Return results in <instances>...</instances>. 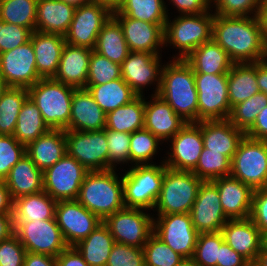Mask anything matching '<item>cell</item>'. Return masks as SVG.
Masks as SVG:
<instances>
[{
    "label": "cell",
    "instance_id": "30bf717a",
    "mask_svg": "<svg viewBox=\"0 0 267 266\" xmlns=\"http://www.w3.org/2000/svg\"><path fill=\"white\" fill-rule=\"evenodd\" d=\"M153 219L144 209L124 207L108 216L103 223L116 243L143 248L153 233Z\"/></svg>",
    "mask_w": 267,
    "mask_h": 266
},
{
    "label": "cell",
    "instance_id": "836d02e7",
    "mask_svg": "<svg viewBox=\"0 0 267 266\" xmlns=\"http://www.w3.org/2000/svg\"><path fill=\"white\" fill-rule=\"evenodd\" d=\"M255 63H233L228 72V96L230 107L246 101L259 93Z\"/></svg>",
    "mask_w": 267,
    "mask_h": 266
},
{
    "label": "cell",
    "instance_id": "34e18365",
    "mask_svg": "<svg viewBox=\"0 0 267 266\" xmlns=\"http://www.w3.org/2000/svg\"><path fill=\"white\" fill-rule=\"evenodd\" d=\"M245 266H263V264L258 259H253L247 261Z\"/></svg>",
    "mask_w": 267,
    "mask_h": 266
},
{
    "label": "cell",
    "instance_id": "816d5d0a",
    "mask_svg": "<svg viewBox=\"0 0 267 266\" xmlns=\"http://www.w3.org/2000/svg\"><path fill=\"white\" fill-rule=\"evenodd\" d=\"M262 0H214V14L220 16H259Z\"/></svg>",
    "mask_w": 267,
    "mask_h": 266
},
{
    "label": "cell",
    "instance_id": "7dc6e473",
    "mask_svg": "<svg viewBox=\"0 0 267 266\" xmlns=\"http://www.w3.org/2000/svg\"><path fill=\"white\" fill-rule=\"evenodd\" d=\"M121 78V65L92 50L86 86L100 85Z\"/></svg>",
    "mask_w": 267,
    "mask_h": 266
},
{
    "label": "cell",
    "instance_id": "5b68a950",
    "mask_svg": "<svg viewBox=\"0 0 267 266\" xmlns=\"http://www.w3.org/2000/svg\"><path fill=\"white\" fill-rule=\"evenodd\" d=\"M164 27V46L179 49L173 59H185L192 51L212 39L214 14L206 11L197 15H179Z\"/></svg>",
    "mask_w": 267,
    "mask_h": 266
},
{
    "label": "cell",
    "instance_id": "f6af8a7d",
    "mask_svg": "<svg viewBox=\"0 0 267 266\" xmlns=\"http://www.w3.org/2000/svg\"><path fill=\"white\" fill-rule=\"evenodd\" d=\"M159 142L161 141L145 128L131 133L130 164L133 163V166L152 164L153 162L149 161L157 153L158 145L161 144Z\"/></svg>",
    "mask_w": 267,
    "mask_h": 266
},
{
    "label": "cell",
    "instance_id": "4fadbf2b",
    "mask_svg": "<svg viewBox=\"0 0 267 266\" xmlns=\"http://www.w3.org/2000/svg\"><path fill=\"white\" fill-rule=\"evenodd\" d=\"M67 153L88 171L108 170L106 129L99 131L65 130Z\"/></svg>",
    "mask_w": 267,
    "mask_h": 266
},
{
    "label": "cell",
    "instance_id": "c3c4849f",
    "mask_svg": "<svg viewBox=\"0 0 267 266\" xmlns=\"http://www.w3.org/2000/svg\"><path fill=\"white\" fill-rule=\"evenodd\" d=\"M223 241L221 232L200 233L192 256L193 260L198 266H217L219 247Z\"/></svg>",
    "mask_w": 267,
    "mask_h": 266
},
{
    "label": "cell",
    "instance_id": "2a66077c",
    "mask_svg": "<svg viewBox=\"0 0 267 266\" xmlns=\"http://www.w3.org/2000/svg\"><path fill=\"white\" fill-rule=\"evenodd\" d=\"M265 245L267 246V237H265Z\"/></svg>",
    "mask_w": 267,
    "mask_h": 266
},
{
    "label": "cell",
    "instance_id": "7c38bea8",
    "mask_svg": "<svg viewBox=\"0 0 267 266\" xmlns=\"http://www.w3.org/2000/svg\"><path fill=\"white\" fill-rule=\"evenodd\" d=\"M14 234L26 252L57 257L68 247L56 219L20 221L14 228Z\"/></svg>",
    "mask_w": 267,
    "mask_h": 266
},
{
    "label": "cell",
    "instance_id": "f5cc1de1",
    "mask_svg": "<svg viewBox=\"0 0 267 266\" xmlns=\"http://www.w3.org/2000/svg\"><path fill=\"white\" fill-rule=\"evenodd\" d=\"M106 266H145L143 249L115 242Z\"/></svg>",
    "mask_w": 267,
    "mask_h": 266
},
{
    "label": "cell",
    "instance_id": "3957f363",
    "mask_svg": "<svg viewBox=\"0 0 267 266\" xmlns=\"http://www.w3.org/2000/svg\"><path fill=\"white\" fill-rule=\"evenodd\" d=\"M76 200L104 221L125 207L122 176L115 169L88 171Z\"/></svg>",
    "mask_w": 267,
    "mask_h": 266
},
{
    "label": "cell",
    "instance_id": "be15d7a7",
    "mask_svg": "<svg viewBox=\"0 0 267 266\" xmlns=\"http://www.w3.org/2000/svg\"><path fill=\"white\" fill-rule=\"evenodd\" d=\"M13 213V199L4 180H0V214Z\"/></svg>",
    "mask_w": 267,
    "mask_h": 266
},
{
    "label": "cell",
    "instance_id": "ee69618b",
    "mask_svg": "<svg viewBox=\"0 0 267 266\" xmlns=\"http://www.w3.org/2000/svg\"><path fill=\"white\" fill-rule=\"evenodd\" d=\"M267 106V95L259 92L246 101L231 108L228 120L238 129L246 132L255 122L258 114Z\"/></svg>",
    "mask_w": 267,
    "mask_h": 266
},
{
    "label": "cell",
    "instance_id": "2644e50d",
    "mask_svg": "<svg viewBox=\"0 0 267 266\" xmlns=\"http://www.w3.org/2000/svg\"><path fill=\"white\" fill-rule=\"evenodd\" d=\"M176 266H198L192 257L182 258Z\"/></svg>",
    "mask_w": 267,
    "mask_h": 266
},
{
    "label": "cell",
    "instance_id": "94428289",
    "mask_svg": "<svg viewBox=\"0 0 267 266\" xmlns=\"http://www.w3.org/2000/svg\"><path fill=\"white\" fill-rule=\"evenodd\" d=\"M245 134L252 139L267 141V106L258 114L254 124Z\"/></svg>",
    "mask_w": 267,
    "mask_h": 266
},
{
    "label": "cell",
    "instance_id": "11a10c76",
    "mask_svg": "<svg viewBox=\"0 0 267 266\" xmlns=\"http://www.w3.org/2000/svg\"><path fill=\"white\" fill-rule=\"evenodd\" d=\"M26 249L14 234L0 242V266H23Z\"/></svg>",
    "mask_w": 267,
    "mask_h": 266
},
{
    "label": "cell",
    "instance_id": "9f6ffc18",
    "mask_svg": "<svg viewBox=\"0 0 267 266\" xmlns=\"http://www.w3.org/2000/svg\"><path fill=\"white\" fill-rule=\"evenodd\" d=\"M250 219L267 237V188L254 190Z\"/></svg>",
    "mask_w": 267,
    "mask_h": 266
},
{
    "label": "cell",
    "instance_id": "f907efd6",
    "mask_svg": "<svg viewBox=\"0 0 267 266\" xmlns=\"http://www.w3.org/2000/svg\"><path fill=\"white\" fill-rule=\"evenodd\" d=\"M26 154V146L13 135L0 134V180H4L10 169Z\"/></svg>",
    "mask_w": 267,
    "mask_h": 266
},
{
    "label": "cell",
    "instance_id": "5bb4252c",
    "mask_svg": "<svg viewBox=\"0 0 267 266\" xmlns=\"http://www.w3.org/2000/svg\"><path fill=\"white\" fill-rule=\"evenodd\" d=\"M113 11L101 3L90 2L76 7L73 20L64 36L67 44L94 49L99 32Z\"/></svg>",
    "mask_w": 267,
    "mask_h": 266
},
{
    "label": "cell",
    "instance_id": "680465c9",
    "mask_svg": "<svg viewBox=\"0 0 267 266\" xmlns=\"http://www.w3.org/2000/svg\"><path fill=\"white\" fill-rule=\"evenodd\" d=\"M247 260L232 249L225 241L219 247L217 266H245Z\"/></svg>",
    "mask_w": 267,
    "mask_h": 266
},
{
    "label": "cell",
    "instance_id": "f546056e",
    "mask_svg": "<svg viewBox=\"0 0 267 266\" xmlns=\"http://www.w3.org/2000/svg\"><path fill=\"white\" fill-rule=\"evenodd\" d=\"M26 154L43 172L67 154L65 130L50 129L26 146Z\"/></svg>",
    "mask_w": 267,
    "mask_h": 266
},
{
    "label": "cell",
    "instance_id": "ab89813d",
    "mask_svg": "<svg viewBox=\"0 0 267 266\" xmlns=\"http://www.w3.org/2000/svg\"><path fill=\"white\" fill-rule=\"evenodd\" d=\"M164 0H123L112 16H127L155 24H166L167 5Z\"/></svg>",
    "mask_w": 267,
    "mask_h": 266
},
{
    "label": "cell",
    "instance_id": "8c879c8a",
    "mask_svg": "<svg viewBox=\"0 0 267 266\" xmlns=\"http://www.w3.org/2000/svg\"><path fill=\"white\" fill-rule=\"evenodd\" d=\"M60 1H63L65 3H67V4H71V5L75 6V7H79V6L83 5V4H87V3L91 2V0H60Z\"/></svg>",
    "mask_w": 267,
    "mask_h": 266
},
{
    "label": "cell",
    "instance_id": "4316f807",
    "mask_svg": "<svg viewBox=\"0 0 267 266\" xmlns=\"http://www.w3.org/2000/svg\"><path fill=\"white\" fill-rule=\"evenodd\" d=\"M92 49L65 44L54 79L76 89L85 88Z\"/></svg>",
    "mask_w": 267,
    "mask_h": 266
},
{
    "label": "cell",
    "instance_id": "e575fe53",
    "mask_svg": "<svg viewBox=\"0 0 267 266\" xmlns=\"http://www.w3.org/2000/svg\"><path fill=\"white\" fill-rule=\"evenodd\" d=\"M114 243L108 227L102 222L74 247L89 266H106Z\"/></svg>",
    "mask_w": 267,
    "mask_h": 266
},
{
    "label": "cell",
    "instance_id": "6da1fadb",
    "mask_svg": "<svg viewBox=\"0 0 267 266\" xmlns=\"http://www.w3.org/2000/svg\"><path fill=\"white\" fill-rule=\"evenodd\" d=\"M212 39L233 63H255L265 59L266 43L259 16L214 14Z\"/></svg>",
    "mask_w": 267,
    "mask_h": 266
},
{
    "label": "cell",
    "instance_id": "83f0119b",
    "mask_svg": "<svg viewBox=\"0 0 267 266\" xmlns=\"http://www.w3.org/2000/svg\"><path fill=\"white\" fill-rule=\"evenodd\" d=\"M30 40L34 48L38 75L41 78H54L58 71L63 47L66 44L65 37L35 30Z\"/></svg>",
    "mask_w": 267,
    "mask_h": 266
},
{
    "label": "cell",
    "instance_id": "6f0895ef",
    "mask_svg": "<svg viewBox=\"0 0 267 266\" xmlns=\"http://www.w3.org/2000/svg\"><path fill=\"white\" fill-rule=\"evenodd\" d=\"M173 2V3H172ZM181 15H197L210 11L212 2L210 0H170Z\"/></svg>",
    "mask_w": 267,
    "mask_h": 266
},
{
    "label": "cell",
    "instance_id": "60d3db41",
    "mask_svg": "<svg viewBox=\"0 0 267 266\" xmlns=\"http://www.w3.org/2000/svg\"><path fill=\"white\" fill-rule=\"evenodd\" d=\"M29 97L28 88L8 87L0 98V134L13 135L18 114Z\"/></svg>",
    "mask_w": 267,
    "mask_h": 266
},
{
    "label": "cell",
    "instance_id": "ffe728a7",
    "mask_svg": "<svg viewBox=\"0 0 267 266\" xmlns=\"http://www.w3.org/2000/svg\"><path fill=\"white\" fill-rule=\"evenodd\" d=\"M170 140L171 152H168V157L163 160L166 167L174 170L192 171L196 167L204 148L201 121L187 123Z\"/></svg>",
    "mask_w": 267,
    "mask_h": 266
},
{
    "label": "cell",
    "instance_id": "681fc988",
    "mask_svg": "<svg viewBox=\"0 0 267 266\" xmlns=\"http://www.w3.org/2000/svg\"><path fill=\"white\" fill-rule=\"evenodd\" d=\"M106 139L108 143V170L116 168L119 163L127 164L130 162V133L106 129Z\"/></svg>",
    "mask_w": 267,
    "mask_h": 266
},
{
    "label": "cell",
    "instance_id": "8992f818",
    "mask_svg": "<svg viewBox=\"0 0 267 266\" xmlns=\"http://www.w3.org/2000/svg\"><path fill=\"white\" fill-rule=\"evenodd\" d=\"M134 165L122 176L124 204L127 208L150 210L160 195L166 165Z\"/></svg>",
    "mask_w": 267,
    "mask_h": 266
},
{
    "label": "cell",
    "instance_id": "91938a15",
    "mask_svg": "<svg viewBox=\"0 0 267 266\" xmlns=\"http://www.w3.org/2000/svg\"><path fill=\"white\" fill-rule=\"evenodd\" d=\"M56 266H89L74 246H68L56 257Z\"/></svg>",
    "mask_w": 267,
    "mask_h": 266
},
{
    "label": "cell",
    "instance_id": "277c9868",
    "mask_svg": "<svg viewBox=\"0 0 267 266\" xmlns=\"http://www.w3.org/2000/svg\"><path fill=\"white\" fill-rule=\"evenodd\" d=\"M76 88L54 78H41L28 88L29 98L37 105L50 129L69 130L71 103Z\"/></svg>",
    "mask_w": 267,
    "mask_h": 266
},
{
    "label": "cell",
    "instance_id": "ac0fdd59",
    "mask_svg": "<svg viewBox=\"0 0 267 266\" xmlns=\"http://www.w3.org/2000/svg\"><path fill=\"white\" fill-rule=\"evenodd\" d=\"M160 59V55L130 51L122 62L121 77L138 96H143V89L155 82L154 95H158L163 68Z\"/></svg>",
    "mask_w": 267,
    "mask_h": 266
},
{
    "label": "cell",
    "instance_id": "9a60e30c",
    "mask_svg": "<svg viewBox=\"0 0 267 266\" xmlns=\"http://www.w3.org/2000/svg\"><path fill=\"white\" fill-rule=\"evenodd\" d=\"M153 233L183 258L193 256L199 233L190 213L158 215L153 219Z\"/></svg>",
    "mask_w": 267,
    "mask_h": 266
},
{
    "label": "cell",
    "instance_id": "bcb514c9",
    "mask_svg": "<svg viewBox=\"0 0 267 266\" xmlns=\"http://www.w3.org/2000/svg\"><path fill=\"white\" fill-rule=\"evenodd\" d=\"M142 249L145 266H176L183 258L154 233Z\"/></svg>",
    "mask_w": 267,
    "mask_h": 266
},
{
    "label": "cell",
    "instance_id": "89a4df30",
    "mask_svg": "<svg viewBox=\"0 0 267 266\" xmlns=\"http://www.w3.org/2000/svg\"><path fill=\"white\" fill-rule=\"evenodd\" d=\"M257 259L263 264V266H267V246L264 245L258 256H257Z\"/></svg>",
    "mask_w": 267,
    "mask_h": 266
},
{
    "label": "cell",
    "instance_id": "f1b7e54d",
    "mask_svg": "<svg viewBox=\"0 0 267 266\" xmlns=\"http://www.w3.org/2000/svg\"><path fill=\"white\" fill-rule=\"evenodd\" d=\"M76 7L60 0H38L36 31L65 36Z\"/></svg>",
    "mask_w": 267,
    "mask_h": 266
},
{
    "label": "cell",
    "instance_id": "484cf974",
    "mask_svg": "<svg viewBox=\"0 0 267 266\" xmlns=\"http://www.w3.org/2000/svg\"><path fill=\"white\" fill-rule=\"evenodd\" d=\"M106 127V114L85 88L75 89L72 96L69 130L99 131Z\"/></svg>",
    "mask_w": 267,
    "mask_h": 266
},
{
    "label": "cell",
    "instance_id": "9c48e42d",
    "mask_svg": "<svg viewBox=\"0 0 267 266\" xmlns=\"http://www.w3.org/2000/svg\"><path fill=\"white\" fill-rule=\"evenodd\" d=\"M198 92V122L228 119L231 107L228 74L194 73Z\"/></svg>",
    "mask_w": 267,
    "mask_h": 266
},
{
    "label": "cell",
    "instance_id": "6125c7cd",
    "mask_svg": "<svg viewBox=\"0 0 267 266\" xmlns=\"http://www.w3.org/2000/svg\"><path fill=\"white\" fill-rule=\"evenodd\" d=\"M23 266H56V257L26 252Z\"/></svg>",
    "mask_w": 267,
    "mask_h": 266
},
{
    "label": "cell",
    "instance_id": "d6a6232c",
    "mask_svg": "<svg viewBox=\"0 0 267 266\" xmlns=\"http://www.w3.org/2000/svg\"><path fill=\"white\" fill-rule=\"evenodd\" d=\"M57 201L44 190L13 200L14 227L20 221H38L56 219Z\"/></svg>",
    "mask_w": 267,
    "mask_h": 266
},
{
    "label": "cell",
    "instance_id": "52a82bcc",
    "mask_svg": "<svg viewBox=\"0 0 267 266\" xmlns=\"http://www.w3.org/2000/svg\"><path fill=\"white\" fill-rule=\"evenodd\" d=\"M202 182L192 171L166 167L160 195L154 207L157 215L190 213Z\"/></svg>",
    "mask_w": 267,
    "mask_h": 266
},
{
    "label": "cell",
    "instance_id": "d590c367",
    "mask_svg": "<svg viewBox=\"0 0 267 266\" xmlns=\"http://www.w3.org/2000/svg\"><path fill=\"white\" fill-rule=\"evenodd\" d=\"M93 50L120 65L128 56L130 50L122 27L113 16L103 25Z\"/></svg>",
    "mask_w": 267,
    "mask_h": 266
},
{
    "label": "cell",
    "instance_id": "ba28073f",
    "mask_svg": "<svg viewBox=\"0 0 267 266\" xmlns=\"http://www.w3.org/2000/svg\"><path fill=\"white\" fill-rule=\"evenodd\" d=\"M230 175L253 190L267 188V141L245 135L231 161Z\"/></svg>",
    "mask_w": 267,
    "mask_h": 266
},
{
    "label": "cell",
    "instance_id": "7a4b0ae2",
    "mask_svg": "<svg viewBox=\"0 0 267 266\" xmlns=\"http://www.w3.org/2000/svg\"><path fill=\"white\" fill-rule=\"evenodd\" d=\"M164 64L158 95L187 123L198 122V92L194 71L184 59Z\"/></svg>",
    "mask_w": 267,
    "mask_h": 266
},
{
    "label": "cell",
    "instance_id": "753ad0ef",
    "mask_svg": "<svg viewBox=\"0 0 267 266\" xmlns=\"http://www.w3.org/2000/svg\"><path fill=\"white\" fill-rule=\"evenodd\" d=\"M8 88V86L6 85L3 77L0 75V98L3 94V92Z\"/></svg>",
    "mask_w": 267,
    "mask_h": 266
},
{
    "label": "cell",
    "instance_id": "db71d44e",
    "mask_svg": "<svg viewBox=\"0 0 267 266\" xmlns=\"http://www.w3.org/2000/svg\"><path fill=\"white\" fill-rule=\"evenodd\" d=\"M32 31L0 20V54L30 41Z\"/></svg>",
    "mask_w": 267,
    "mask_h": 266
},
{
    "label": "cell",
    "instance_id": "4dcf8cb0",
    "mask_svg": "<svg viewBox=\"0 0 267 266\" xmlns=\"http://www.w3.org/2000/svg\"><path fill=\"white\" fill-rule=\"evenodd\" d=\"M4 182L9 189L11 198L14 200L43 191V172L25 154L10 169Z\"/></svg>",
    "mask_w": 267,
    "mask_h": 266
},
{
    "label": "cell",
    "instance_id": "44dd1931",
    "mask_svg": "<svg viewBox=\"0 0 267 266\" xmlns=\"http://www.w3.org/2000/svg\"><path fill=\"white\" fill-rule=\"evenodd\" d=\"M121 25L130 51L160 54L165 24L149 23L127 16H113Z\"/></svg>",
    "mask_w": 267,
    "mask_h": 266
},
{
    "label": "cell",
    "instance_id": "b9f144b4",
    "mask_svg": "<svg viewBox=\"0 0 267 266\" xmlns=\"http://www.w3.org/2000/svg\"><path fill=\"white\" fill-rule=\"evenodd\" d=\"M38 0H0V20L36 30Z\"/></svg>",
    "mask_w": 267,
    "mask_h": 266
},
{
    "label": "cell",
    "instance_id": "f35d334b",
    "mask_svg": "<svg viewBox=\"0 0 267 266\" xmlns=\"http://www.w3.org/2000/svg\"><path fill=\"white\" fill-rule=\"evenodd\" d=\"M49 130L37 105L28 97L18 114L14 138L27 146Z\"/></svg>",
    "mask_w": 267,
    "mask_h": 266
},
{
    "label": "cell",
    "instance_id": "2e32d148",
    "mask_svg": "<svg viewBox=\"0 0 267 266\" xmlns=\"http://www.w3.org/2000/svg\"><path fill=\"white\" fill-rule=\"evenodd\" d=\"M55 218L68 246H75L103 222L77 200L57 201Z\"/></svg>",
    "mask_w": 267,
    "mask_h": 266
},
{
    "label": "cell",
    "instance_id": "03108f58",
    "mask_svg": "<svg viewBox=\"0 0 267 266\" xmlns=\"http://www.w3.org/2000/svg\"><path fill=\"white\" fill-rule=\"evenodd\" d=\"M256 80L260 92L267 95V62L265 60L256 62Z\"/></svg>",
    "mask_w": 267,
    "mask_h": 266
},
{
    "label": "cell",
    "instance_id": "d6986e66",
    "mask_svg": "<svg viewBox=\"0 0 267 266\" xmlns=\"http://www.w3.org/2000/svg\"><path fill=\"white\" fill-rule=\"evenodd\" d=\"M190 215L199 234L220 232L229 220L222 209L217 186L212 181L202 182Z\"/></svg>",
    "mask_w": 267,
    "mask_h": 266
},
{
    "label": "cell",
    "instance_id": "cb8c5ba5",
    "mask_svg": "<svg viewBox=\"0 0 267 266\" xmlns=\"http://www.w3.org/2000/svg\"><path fill=\"white\" fill-rule=\"evenodd\" d=\"M212 182L217 186L222 209L229 219L250 218L254 192L250 186L231 175Z\"/></svg>",
    "mask_w": 267,
    "mask_h": 266
},
{
    "label": "cell",
    "instance_id": "e7e4bbea",
    "mask_svg": "<svg viewBox=\"0 0 267 266\" xmlns=\"http://www.w3.org/2000/svg\"><path fill=\"white\" fill-rule=\"evenodd\" d=\"M14 222L12 214H0V242L14 235Z\"/></svg>",
    "mask_w": 267,
    "mask_h": 266
},
{
    "label": "cell",
    "instance_id": "d4e9b609",
    "mask_svg": "<svg viewBox=\"0 0 267 266\" xmlns=\"http://www.w3.org/2000/svg\"><path fill=\"white\" fill-rule=\"evenodd\" d=\"M201 133L204 148L220 152L231 161L239 143L246 135L236 128L228 119L201 121Z\"/></svg>",
    "mask_w": 267,
    "mask_h": 266
},
{
    "label": "cell",
    "instance_id": "e0dca14e",
    "mask_svg": "<svg viewBox=\"0 0 267 266\" xmlns=\"http://www.w3.org/2000/svg\"><path fill=\"white\" fill-rule=\"evenodd\" d=\"M0 75L8 87L29 88L41 79L31 40L0 54Z\"/></svg>",
    "mask_w": 267,
    "mask_h": 266
},
{
    "label": "cell",
    "instance_id": "8d00e7d4",
    "mask_svg": "<svg viewBox=\"0 0 267 266\" xmlns=\"http://www.w3.org/2000/svg\"><path fill=\"white\" fill-rule=\"evenodd\" d=\"M85 89L105 114L131 102L138 96L122 77L100 85L85 86Z\"/></svg>",
    "mask_w": 267,
    "mask_h": 266
},
{
    "label": "cell",
    "instance_id": "7bdbcfd3",
    "mask_svg": "<svg viewBox=\"0 0 267 266\" xmlns=\"http://www.w3.org/2000/svg\"><path fill=\"white\" fill-rule=\"evenodd\" d=\"M192 172L203 181H212L231 174V160L220 152L203 148Z\"/></svg>",
    "mask_w": 267,
    "mask_h": 266
},
{
    "label": "cell",
    "instance_id": "8fae6325",
    "mask_svg": "<svg viewBox=\"0 0 267 266\" xmlns=\"http://www.w3.org/2000/svg\"><path fill=\"white\" fill-rule=\"evenodd\" d=\"M88 170L68 153L43 171V190L56 201L76 200Z\"/></svg>",
    "mask_w": 267,
    "mask_h": 266
},
{
    "label": "cell",
    "instance_id": "7402d4cb",
    "mask_svg": "<svg viewBox=\"0 0 267 266\" xmlns=\"http://www.w3.org/2000/svg\"><path fill=\"white\" fill-rule=\"evenodd\" d=\"M224 241L247 261L257 259L265 237L250 218L229 219L221 231Z\"/></svg>",
    "mask_w": 267,
    "mask_h": 266
},
{
    "label": "cell",
    "instance_id": "003e7915",
    "mask_svg": "<svg viewBox=\"0 0 267 266\" xmlns=\"http://www.w3.org/2000/svg\"><path fill=\"white\" fill-rule=\"evenodd\" d=\"M259 18L262 23L263 37L267 44V0H262Z\"/></svg>",
    "mask_w": 267,
    "mask_h": 266
},
{
    "label": "cell",
    "instance_id": "74e56055",
    "mask_svg": "<svg viewBox=\"0 0 267 266\" xmlns=\"http://www.w3.org/2000/svg\"><path fill=\"white\" fill-rule=\"evenodd\" d=\"M145 97L137 96L131 102L106 114L105 129L133 133L144 128Z\"/></svg>",
    "mask_w": 267,
    "mask_h": 266
},
{
    "label": "cell",
    "instance_id": "a7ac6f4b",
    "mask_svg": "<svg viewBox=\"0 0 267 266\" xmlns=\"http://www.w3.org/2000/svg\"><path fill=\"white\" fill-rule=\"evenodd\" d=\"M91 2L104 4L114 11L120 6L123 0H91Z\"/></svg>",
    "mask_w": 267,
    "mask_h": 266
},
{
    "label": "cell",
    "instance_id": "603a6c76",
    "mask_svg": "<svg viewBox=\"0 0 267 266\" xmlns=\"http://www.w3.org/2000/svg\"><path fill=\"white\" fill-rule=\"evenodd\" d=\"M144 117V128L161 142L169 141L187 124L166 101L154 94L149 102L145 101Z\"/></svg>",
    "mask_w": 267,
    "mask_h": 266
},
{
    "label": "cell",
    "instance_id": "1f68e13d",
    "mask_svg": "<svg viewBox=\"0 0 267 266\" xmlns=\"http://www.w3.org/2000/svg\"><path fill=\"white\" fill-rule=\"evenodd\" d=\"M194 73L228 74L233 62L213 39L203 43L184 59Z\"/></svg>",
    "mask_w": 267,
    "mask_h": 266
},
{
    "label": "cell",
    "instance_id": "11e5206c",
    "mask_svg": "<svg viewBox=\"0 0 267 266\" xmlns=\"http://www.w3.org/2000/svg\"><path fill=\"white\" fill-rule=\"evenodd\" d=\"M265 62H267V44H266V50H265Z\"/></svg>",
    "mask_w": 267,
    "mask_h": 266
}]
</instances>
